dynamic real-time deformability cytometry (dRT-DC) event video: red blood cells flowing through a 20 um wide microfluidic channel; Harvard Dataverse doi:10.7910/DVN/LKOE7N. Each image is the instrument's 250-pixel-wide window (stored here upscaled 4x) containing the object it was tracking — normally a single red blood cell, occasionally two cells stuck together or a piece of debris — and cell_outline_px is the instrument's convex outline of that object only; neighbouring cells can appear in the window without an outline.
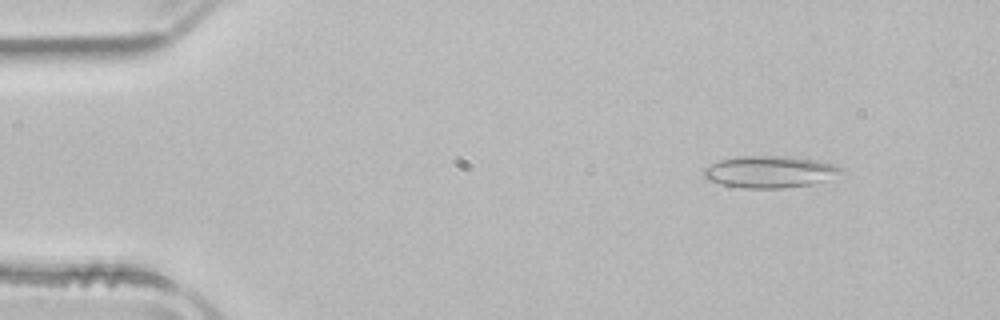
{"species": "common noctule bat (a hibernating species)", "species_latin": "Nyctalus noctula", "temperature_condition": "room temperature", "stored_images_in_passage": 51, "camera_frame_rate_fps": 3000, "um_per_image_px": 0.085, "animal": {"sex": "male", "body_mass_g": 21.5, "forearm_length_mm": 52.0}, "frame": {"image": 1, "passage_image": 6, "time_ms": 1.667, "image_size_px": [1000, 320], "cell_outline_px": [[844, 172], [812, 184], [784, 188], [744, 188], [720, 184], [708, 180], [700, 172], [704, 168], [720, 160], [740, 156], [788, 156], [816, 160], [832, 164], [844, 168]], "centroid_in_image_um": [65.4, 14.6], "position_along_channel_um": 19.6, "area_um2": 25.43}}
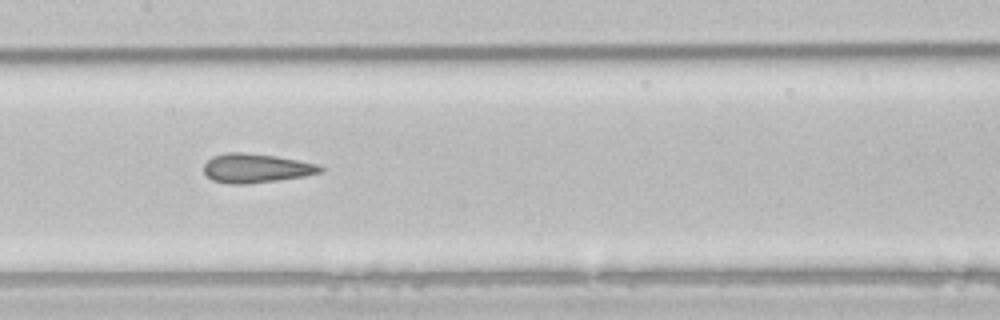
{"frame": {"image": 2, "passage_image": 25, "time_ms": 8.0, "image_size_px": [1000, 320], "cell_outline_px": [[324, 172], [304, 176], [276, 180], [244, 184], [228, 184], [212, 180], [204, 172], [204, 164], [212, 156], [228, 152], [244, 152], [276, 156], [320, 164], [324, 168]], "centroid_in_image_um": [21.78, 14.29], "position_along_channel_um": 185.6, "area_um2": 19.83}}
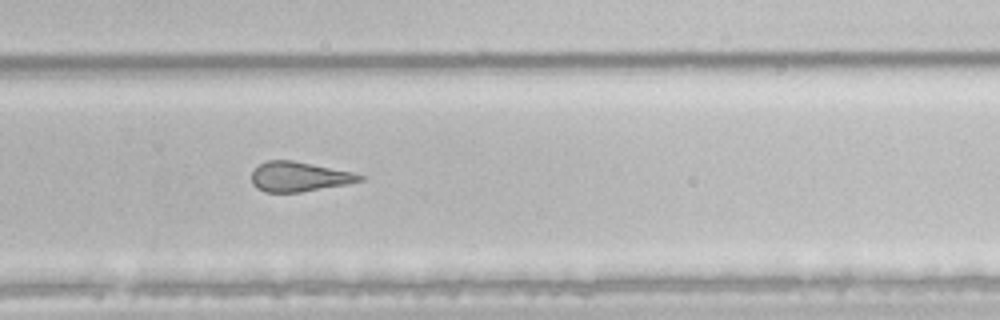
{"frame": {"image": 3, "passage_image": 34, "time_ms": 11.0, "image_size_px": [1000, 320], "cell_outline_px": [[364, 180], [348, 184], [300, 192], [264, 192], [256, 188], [252, 184], [252, 172], [260, 164], [268, 160], [292, 160], [352, 172], [364, 176]], "centroid_in_image_um": [25.41, 15.02], "position_along_channel_um": 304.4, "area_um2": 18.67}, "authors_computed_cell_mechanics": {"area_um2": 21.675, "velocity_mm_per_s": 3.9822, "shape_relaxation_time_tau1_ms": null, "shape_relaxation_time_tau2_ms": 2.394, "deformation_change_tau1": null, "deformation_change_tau2": 0.1028}}